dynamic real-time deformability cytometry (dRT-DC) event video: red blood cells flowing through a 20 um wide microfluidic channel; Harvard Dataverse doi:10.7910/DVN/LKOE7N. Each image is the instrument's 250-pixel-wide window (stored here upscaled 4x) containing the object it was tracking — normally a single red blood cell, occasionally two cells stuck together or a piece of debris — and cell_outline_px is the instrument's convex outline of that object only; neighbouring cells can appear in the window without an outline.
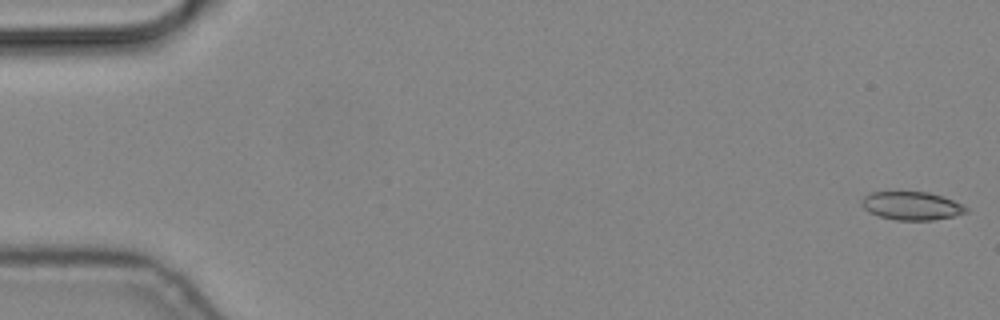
{"species": "common noctule bat (a hibernating species)", "species_latin": "Nyctalus noctula", "temperature_condition": "cold", "stored_images_in_passage": 7, "camera_frame_rate_fps": 3000, "um_per_image_px": 0.085, "animal": {"sex": "male", "body_mass_g": 19.2, "forearm_length_mm": 51.8}, "frame": {"image": 1, "passage_image": 1, "time_ms": 0.0, "image_size_px": [1000, 320], "cell_outline_px": [[968, 212], [952, 216], [932, 220], [896, 220], [880, 216], [868, 212], [860, 204], [860, 200], [864, 196], [872, 192], [928, 192], [964, 204], [968, 208]], "centroid_in_image_um": [77.47, 17.49], "position_along_channel_um": 7.5, "area_um2": 17.17}}
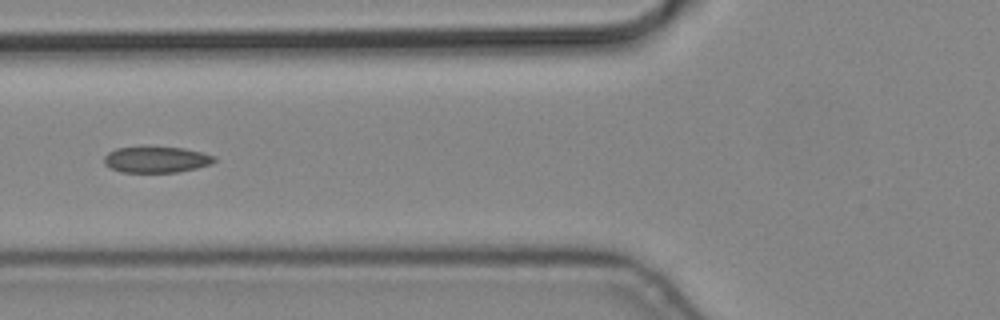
{"frame": {"image": 2, "passage_image": 6, "time_ms": 1.667, "image_size_px": [1000, 320], "cell_outline_px": [[216, 160], [212, 164], [196, 168], [176, 172], [120, 172], [104, 164], [104, 156], [108, 152], [116, 148], [184, 148], [216, 156]], "centroid_in_image_um": [13.3, 13.58], "position_along_channel_um": 112.5, "area_um2": 16.47}}
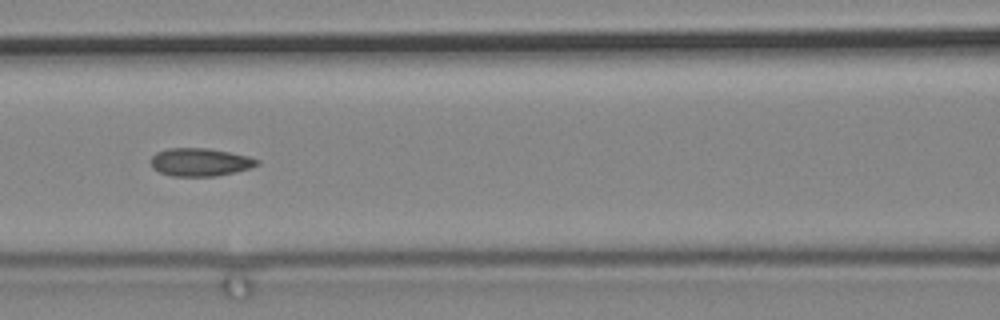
{"frame": {"image": 3, "passage_image": 7, "time_ms": 2.0, "image_size_px": [1000, 320], "cell_outline_px": [[260, 164], [236, 172], [216, 176], [172, 176], [160, 172], [152, 168], [152, 156], [156, 152], [168, 148], [208, 148], [248, 156], [260, 160]], "centroid_in_image_um": [17.01, 13.78], "position_along_channel_um": 149.6, "area_um2": 17.28}}